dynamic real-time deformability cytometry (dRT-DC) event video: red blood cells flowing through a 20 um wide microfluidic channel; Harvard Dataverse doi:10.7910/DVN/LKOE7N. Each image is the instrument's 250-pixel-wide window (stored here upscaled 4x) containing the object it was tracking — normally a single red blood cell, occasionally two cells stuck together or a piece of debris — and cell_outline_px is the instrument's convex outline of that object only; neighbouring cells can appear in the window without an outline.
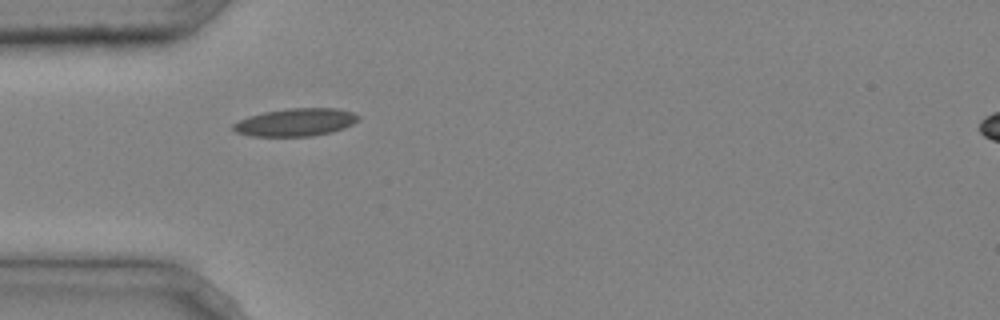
{"species": "common noctule bat (a hibernating species)", "species_latin": "Nyctalus noctula", "temperature_condition": "cold", "stored_images_in_passage": 2, "camera_frame_rate_fps": 3000, "um_per_image_px": 0.085, "animal": {"sex": "male", "body_mass_g": 20.4}, "frame": {"image": 1, "passage_image": 1, "time_ms": 0.0, "image_size_px": [1000, 320], "cell_outline_px": [[360, 120], [344, 128], [332, 132], [312, 136], [252, 136], [236, 132], [232, 128], [232, 124], [248, 116], [264, 112], [292, 108], [336, 108], [352, 112], [360, 116]], "centroid_in_image_um": [25.15, 10.39], "position_along_channel_um": 59.9, "area_um2": 20.23}}